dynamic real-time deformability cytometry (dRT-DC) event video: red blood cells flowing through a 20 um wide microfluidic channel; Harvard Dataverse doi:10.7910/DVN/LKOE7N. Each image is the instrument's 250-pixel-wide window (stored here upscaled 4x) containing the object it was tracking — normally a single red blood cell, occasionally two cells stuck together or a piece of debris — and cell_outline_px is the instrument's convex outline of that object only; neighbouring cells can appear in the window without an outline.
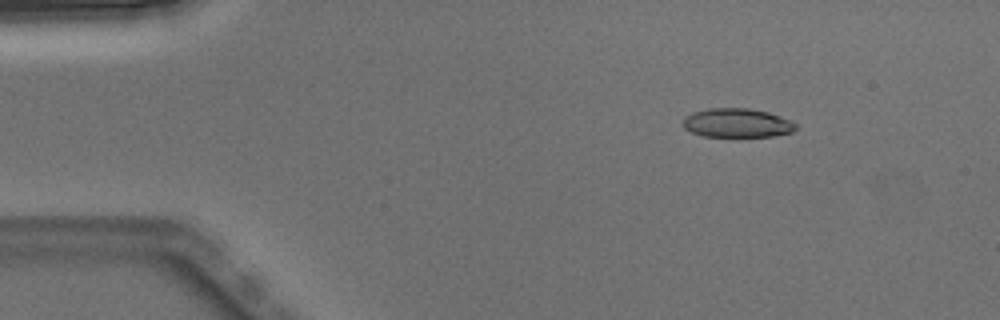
{"species": "Egyptian fruit bat (a non-hibernating species)", "species_latin": "Rousettus aegyptiacus", "temperature_condition": "warm", "stored_images_in_passage": 3, "camera_frame_rate_fps": 3000, "um_per_image_px": 0.085, "animal": {"sex": "male"}, "frame": {"image": 1, "passage_image": 2, "time_ms": 0.333, "image_size_px": [1000, 320], "cell_outline_px": [[796, 128], [792, 132], [772, 136], [704, 136], [692, 132], [684, 128], [684, 116], [692, 112], [708, 108], [748, 108], [768, 112], [780, 116], [796, 124]], "centroid_in_image_um": [62.63, 10.44], "position_along_channel_um": 22.4, "area_um2": 18.9}}